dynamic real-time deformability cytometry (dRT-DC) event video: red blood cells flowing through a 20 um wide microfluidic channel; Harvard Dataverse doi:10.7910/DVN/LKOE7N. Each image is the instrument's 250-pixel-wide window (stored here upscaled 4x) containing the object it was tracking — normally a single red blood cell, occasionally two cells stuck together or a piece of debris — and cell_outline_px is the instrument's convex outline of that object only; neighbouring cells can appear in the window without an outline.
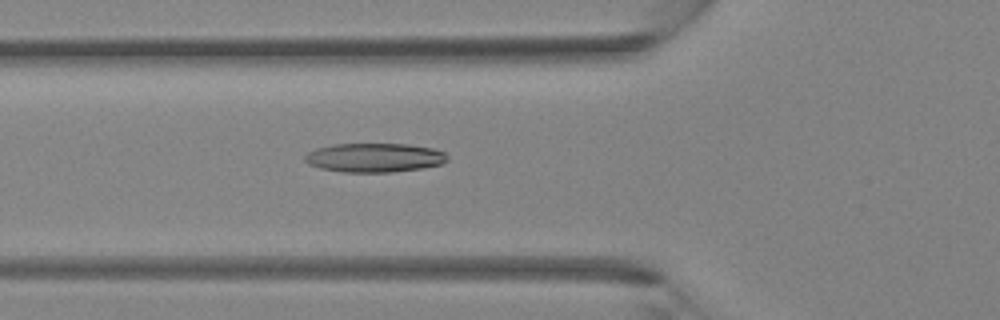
{"species": "Egyptian fruit bat (a non-hibernating species)", "species_latin": "Rousettus aegyptiacus", "temperature_condition": "room temperature", "stored_images_in_passage": 28, "camera_frame_rate_fps": 3000, "um_per_image_px": 0.085, "animal": {"sex": "female"}, "frame": {"image": 1, "passage_image": 4, "time_ms": 1.0, "image_size_px": [1000, 320], "cell_outline_px": [[448, 160], [440, 164], [424, 168], [392, 172], [340, 172], [320, 168], [308, 164], [304, 160], [304, 156], [308, 152], [316, 148], [332, 144], [408, 144], [432, 148], [444, 152], [448, 156]], "centroid_in_image_um": [31.81, 13.4], "position_along_channel_um": 94.0, "area_um2": 24.28}}
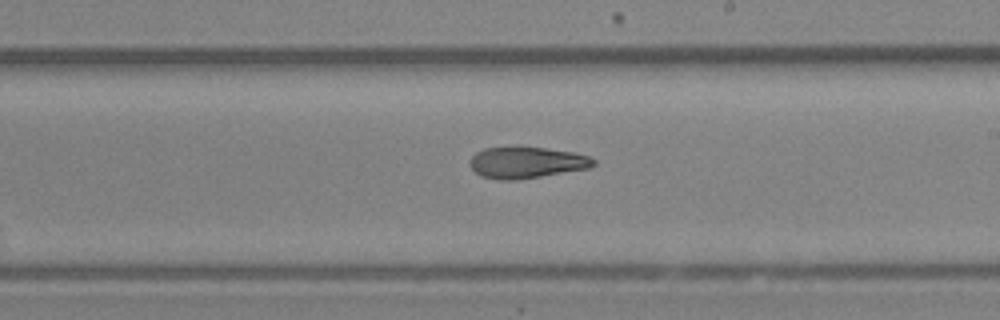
{"frame": {"image": 2, "passage_image": 13, "time_ms": 4.0, "image_size_px": [1000, 320], "cell_outline_px": [[596, 164], [588, 168], [516, 180], [500, 180], [480, 176], [468, 164], [472, 156], [476, 152], [484, 148], [544, 148], [572, 152], [588, 156], [596, 160]], "centroid_in_image_um": [44.73, 13.83], "position_along_channel_um": 244.3, "area_um2": 22.2}}
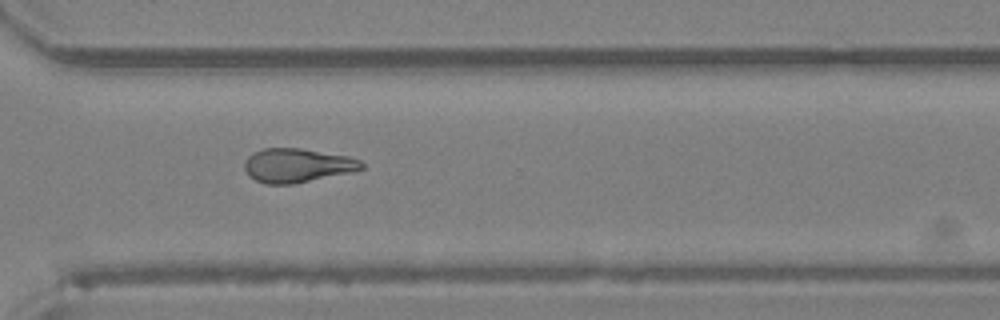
{"frame": {"image": 3, "passage_image": 19, "time_ms": 6.0, "image_size_px": [1000, 320], "cell_outline_px": [[364, 168], [352, 172], [292, 184], [264, 184], [248, 176], [244, 168], [244, 164], [248, 156], [252, 152], [264, 148], [300, 148], [348, 156], [360, 160], [364, 164]], "centroid_in_image_um": [25.24, 14.06], "position_along_channel_um": 345.4, "area_um2": 23.24}}